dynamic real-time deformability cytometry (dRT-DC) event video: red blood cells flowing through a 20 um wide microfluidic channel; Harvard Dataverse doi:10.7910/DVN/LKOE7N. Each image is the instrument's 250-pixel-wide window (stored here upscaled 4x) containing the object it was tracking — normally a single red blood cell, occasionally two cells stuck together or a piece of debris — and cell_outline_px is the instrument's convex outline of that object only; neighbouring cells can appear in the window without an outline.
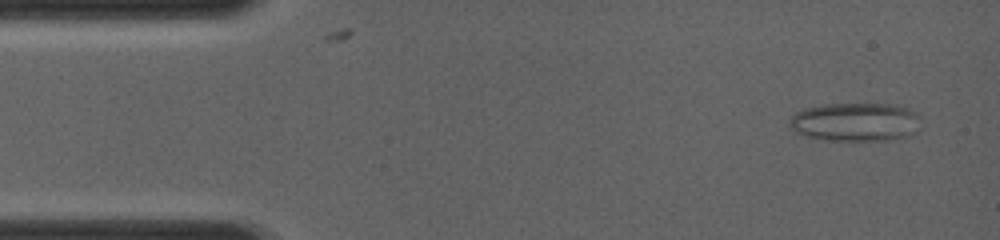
{"species": "common noctule bat (a hibernating species)", "species_latin": "Nyctalus noctula", "temperature_condition": "room temperature", "stored_images_in_passage": 18, "camera_frame_rate_fps": 4000, "um_per_image_px": 0.085, "animal": {"sex": "female", "body_mass_g": 19.0, "forearm_length_mm": 56.7}, "frame": {"image": 1, "passage_image": 2, "time_ms": 0.5, "image_size_px": [1000, 240], "cell_outline_px": [[920, 116], [916, 132], [908, 136], [888, 140], [828, 140], [808, 136], [796, 132], [788, 124], [788, 120], [796, 112], [804, 108], [824, 104], [888, 104], [908, 108], [916, 112]], "centroid_in_image_um": [72.71, 10.36], "position_along_channel_um": 12.3, "area_um2": 29.48}}
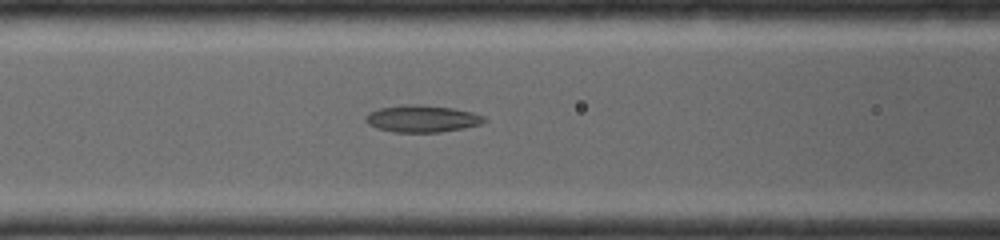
{"frame": {"image": 2, "passage_image": 13, "time_ms": 5.0, "image_size_px": [1000, 240], "cell_outline_px": [[488, 120], [480, 124], [464, 128], [440, 132], [392, 132], [376, 128], [368, 124], [364, 120], [368, 112], [380, 108], [404, 104], [420, 104], [452, 108], [472, 112], [484, 116]], "centroid_in_image_um": [35.86, 10.09], "position_along_channel_um": 130.7, "area_um2": 18.79}}
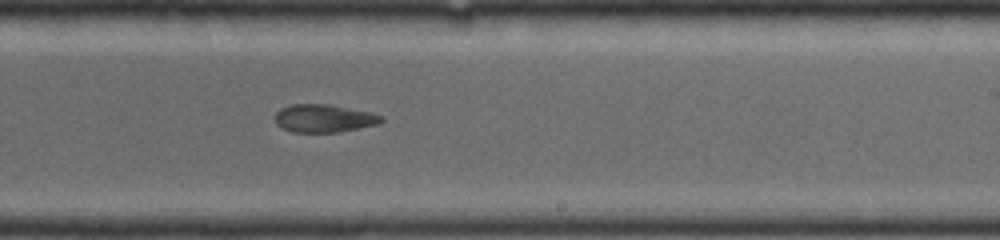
{"frame": {"image": 3, "passage_image": 18, "time_ms": 7.75, "image_size_px": [1000, 240], "cell_outline_px": [[384, 120], [380, 124], [340, 132], [292, 132], [280, 128], [276, 124], [276, 112], [280, 108], [292, 104], [328, 104], [368, 112], [380, 116]], "centroid_in_image_um": [27.5, 10.07], "position_along_channel_um": 261.5, "area_um2": 17.28}}